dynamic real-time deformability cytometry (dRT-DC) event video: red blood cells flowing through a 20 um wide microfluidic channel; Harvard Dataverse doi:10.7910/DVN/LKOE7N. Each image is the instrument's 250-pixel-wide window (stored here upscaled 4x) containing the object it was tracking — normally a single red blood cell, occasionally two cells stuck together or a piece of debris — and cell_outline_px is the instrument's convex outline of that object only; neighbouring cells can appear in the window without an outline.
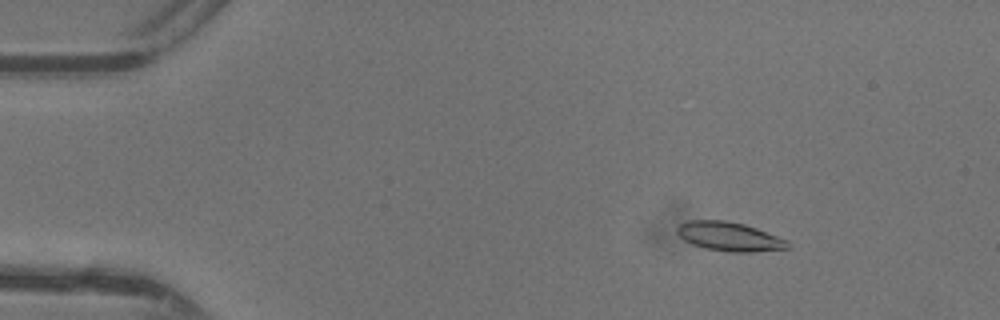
{"species": "common noctule bat (a hibernating species)", "species_latin": "Nyctalus noctula", "temperature_condition": "warm", "stored_images_in_passage": 43, "camera_frame_rate_fps": 3000, "um_per_image_px": 0.085, "animal": {"sex": "female"}, "frame": {"image": 1, "passage_image": 3, "time_ms": 0.667, "image_size_px": [1000, 320], "cell_outline_px": [[788, 248], [752, 252], [728, 252], [704, 248], [692, 244], [684, 240], [676, 232], [676, 228], [680, 224], [692, 220], [724, 220], [744, 224], [756, 228], [788, 240]], "centroid_in_image_um": [61.97, 20.11], "position_along_channel_um": 23.0, "area_um2": 18.61}}
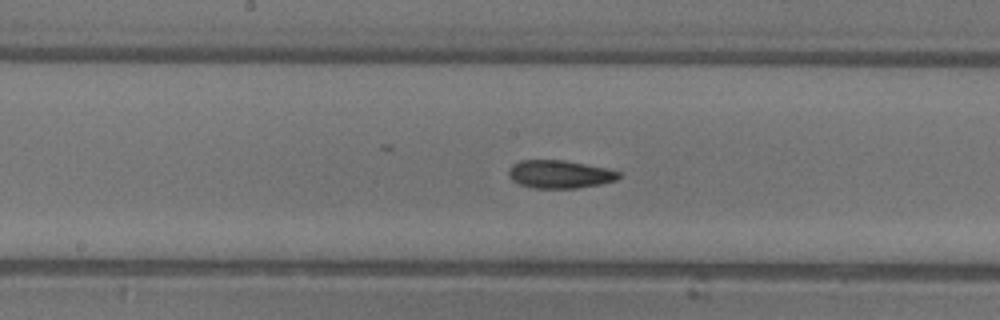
{"frame": {"image": 2, "passage_image": 21, "time_ms": 6.667, "image_size_px": [1000, 320], "cell_outline_px": [[620, 176], [616, 180], [600, 184], [576, 188], [532, 188], [520, 184], [512, 180], [508, 176], [508, 172], [512, 164], [520, 160], [564, 160], [608, 168], [620, 172]], "centroid_in_image_um": [47.56, 14.8], "position_along_channel_um": 200.6, "area_um2": 18.03}}
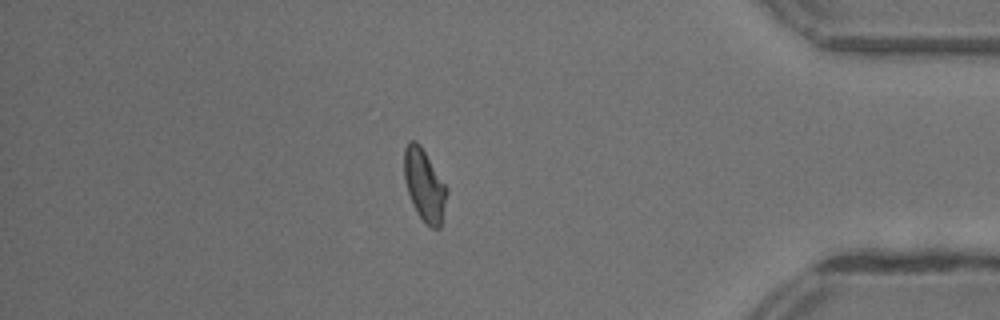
{"frame": {"image": 3, "passage_image": 37, "time_ms": 12.0, "image_size_px": [1000, 320], "cell_outline_px": [[448, 192], [440, 228], [432, 228], [416, 212], [412, 204], [404, 180], [404, 148], [408, 140], [416, 140], [420, 144], [448, 188]], "centroid_in_image_um": [36.07, 15.7], "position_along_channel_um": 399.1, "area_um2": 17.92}, "authors_computed_cell_mechanics": {"area_um2": 17.918, "velocity_mm_per_s": 4.408, "shape_relaxation_time_tau1_ms": 8.2506, "shape_relaxation_time_tau2_ms": 3.2302, "deformation_change_tau1": 0.2152, "deformation_change_tau2": 0.098}}